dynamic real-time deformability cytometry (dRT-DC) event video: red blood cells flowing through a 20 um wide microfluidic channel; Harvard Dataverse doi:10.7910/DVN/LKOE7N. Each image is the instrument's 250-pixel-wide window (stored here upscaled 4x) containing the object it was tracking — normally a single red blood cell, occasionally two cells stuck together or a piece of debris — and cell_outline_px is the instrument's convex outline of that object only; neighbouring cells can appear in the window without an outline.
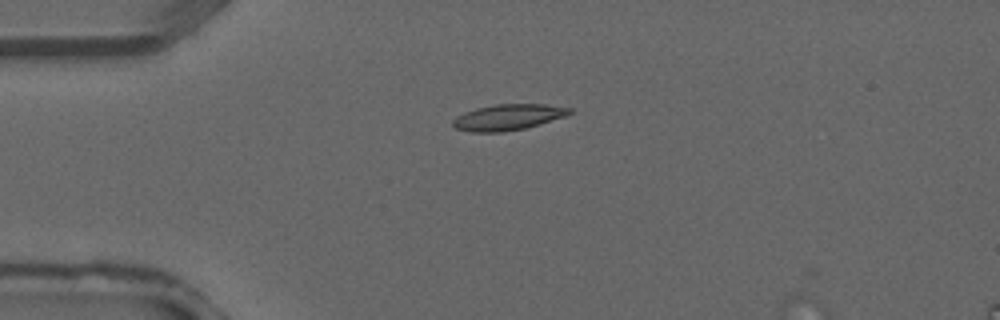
{"species": "common noctule bat (a hibernating species)", "species_latin": "Nyctalus noctula", "temperature_condition": "warm", "stored_images_in_passage": 2, "camera_frame_rate_fps": 3000, "um_per_image_px": 0.085, "animal": {"sex": "male", "forearm_length_mm": 52.5}, "frame": {"image": 1, "passage_image": 1, "time_ms": 0.0, "image_size_px": [1000, 320], "cell_outline_px": [[572, 112], [564, 116], [540, 124], [524, 128], [504, 132], [472, 132], [456, 128], [452, 124], [452, 120], [456, 116], [464, 112], [476, 108], [496, 104], [544, 104], [572, 108]], "centroid_in_image_um": [43.16, 9.96], "position_along_channel_um": 41.8, "area_um2": 17.57}}